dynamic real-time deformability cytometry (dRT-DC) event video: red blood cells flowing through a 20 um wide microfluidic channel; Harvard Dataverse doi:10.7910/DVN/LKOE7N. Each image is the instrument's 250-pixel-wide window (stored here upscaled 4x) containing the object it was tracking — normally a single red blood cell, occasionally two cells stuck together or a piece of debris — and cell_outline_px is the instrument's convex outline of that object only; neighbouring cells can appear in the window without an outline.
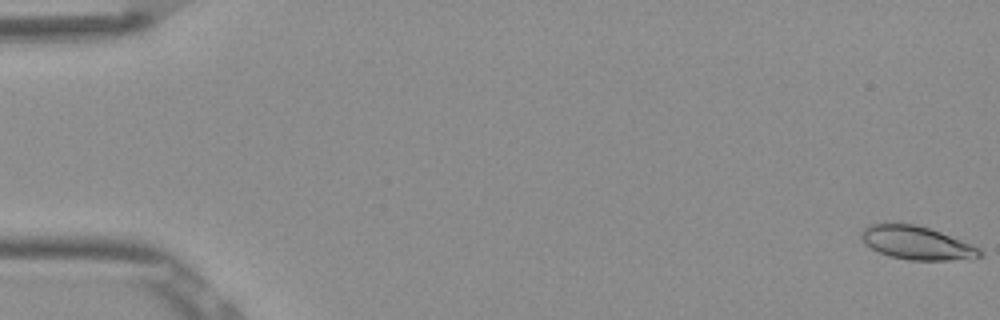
{"species": "Egyptian fruit bat (a non-hibernating species)", "species_latin": "Rousettus aegyptiacus", "temperature_condition": "room temperature", "stored_images_in_passage": 54, "camera_frame_rate_fps": 3000, "um_per_image_px": 0.085, "frame": {"image": 1, "passage_image": 1, "time_ms": 0.0, "image_size_px": [1000, 320], "cell_outline_px": [[984, 256], [972, 260], [908, 260], [892, 256], [880, 252], [864, 244], [860, 236], [860, 232], [868, 224], [896, 220], [916, 224], [940, 232], [980, 248], [984, 252]], "centroid_in_image_um": [77.91, 20.61], "position_along_channel_um": 7.1, "area_um2": 23.76}}
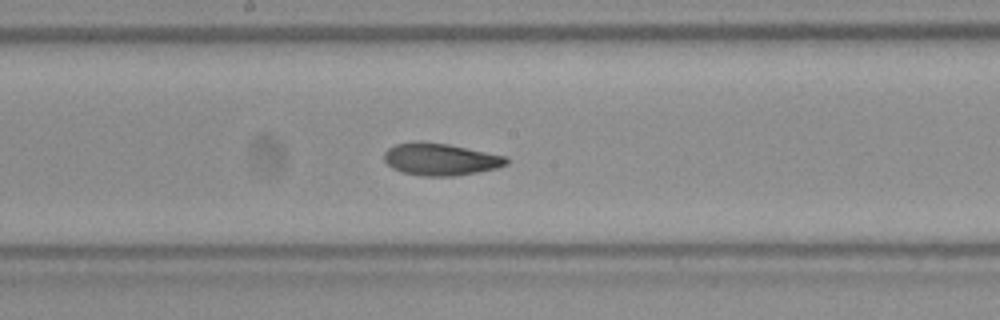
{"frame": {"image": 2, "passage_image": 29, "time_ms": 9.333, "image_size_px": [1000, 320], "cell_outline_px": [[508, 164], [496, 168], [476, 172], [452, 176], [420, 176], [400, 172], [392, 168], [384, 160], [384, 152], [388, 148], [396, 144], [420, 140], [448, 144], [508, 156]], "centroid_in_image_um": [37.42, 13.53], "position_along_channel_um": 210.8, "area_um2": 23.12}}
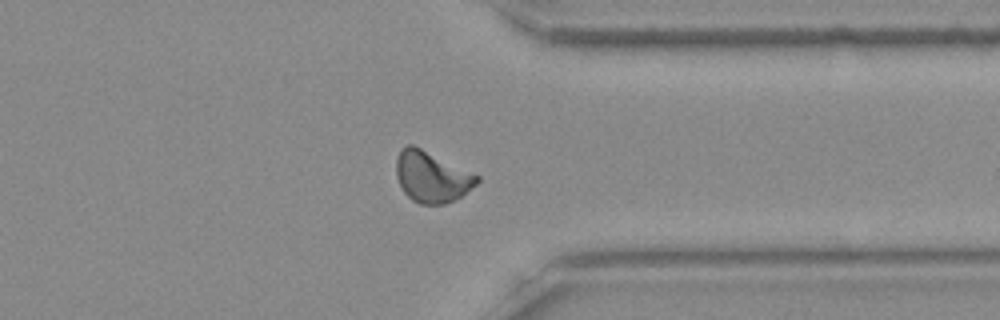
{"frame": {"image": 3, "passage_image": 42, "time_ms": 13.667, "image_size_px": [1000, 320], "cell_outline_px": [[480, 180], [476, 184], [460, 196], [444, 204], [420, 204], [412, 200], [404, 192], [396, 176], [396, 160], [400, 148], [408, 144], [412, 144], [480, 176]], "centroid_in_image_um": [36.66, 15.02], "position_along_channel_um": 374.7, "area_um2": 23.7}, "authors_computed_cell_mechanics": {"area_um2": 22.9466, "velocity_mm_per_s": 3.8559, "shape_relaxation_time_tau1_ms": 4.4378, "shape_relaxation_time_tau2_ms": 1.4925, "deformation_change_tau1": 0.1351, "deformation_change_tau2": 0.0549}}